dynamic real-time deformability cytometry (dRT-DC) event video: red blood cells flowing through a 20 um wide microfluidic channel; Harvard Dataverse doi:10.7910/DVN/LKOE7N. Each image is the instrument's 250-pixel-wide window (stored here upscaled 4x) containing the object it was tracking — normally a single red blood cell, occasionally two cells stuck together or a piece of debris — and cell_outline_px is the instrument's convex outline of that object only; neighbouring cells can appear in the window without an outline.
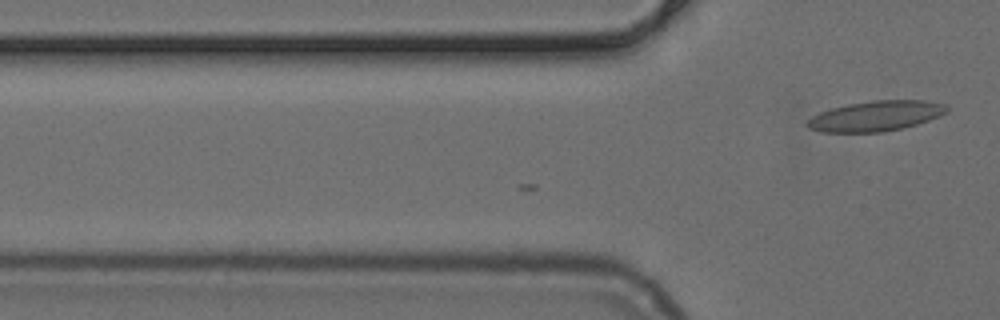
{"species": "common noctule bat (a hibernating species)", "species_latin": "Nyctalus noctula", "temperature_condition": "cold", "stored_images_in_passage": 8, "camera_frame_rate_fps": 3000, "um_per_image_px": 0.085, "animal": {"sex": "female", "body_mass_g": 24.6, "forearm_length_mm": 56.2}, "frame": {"image": 1, "passage_image": 8, "time_ms": 2.333, "image_size_px": [1000, 320], "cell_outline_px": [[952, 108], [948, 112], [940, 116], [904, 128], [884, 132], [820, 132], [808, 128], [804, 124], [812, 116], [820, 112], [832, 108], [848, 104], [872, 100], [924, 100], [948, 104]], "centroid_in_image_um": [74.48, 9.85], "position_along_channel_um": 51.3, "area_um2": 24.91}}